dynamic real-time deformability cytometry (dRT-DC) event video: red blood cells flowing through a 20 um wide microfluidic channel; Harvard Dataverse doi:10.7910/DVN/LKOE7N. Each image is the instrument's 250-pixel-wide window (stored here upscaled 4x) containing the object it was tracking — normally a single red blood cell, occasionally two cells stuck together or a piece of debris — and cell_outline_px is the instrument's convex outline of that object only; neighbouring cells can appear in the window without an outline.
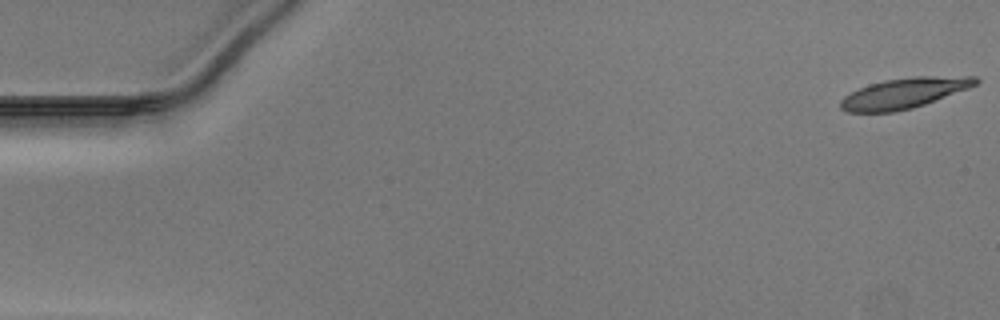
{"species": "Egyptian fruit bat (a non-hibernating species)", "species_latin": "Rousettus aegyptiacus", "temperature_condition": "warm", "stored_images_in_passage": 48, "camera_frame_rate_fps": 3000, "um_per_image_px": 0.085, "animal": {"sex": "male"}, "frame": {"image": 1, "passage_image": 1, "time_ms": 0.0, "image_size_px": [1000, 320], "cell_outline_px": [[980, 80], [976, 84], [968, 88], [924, 104], [912, 108], [896, 112], [844, 112], [840, 108], [840, 100], [844, 96], [868, 84], [884, 80], [916, 76], [976, 76]], "centroid_in_image_um": [76.82, 7.92], "position_along_channel_um": 8.2, "area_um2": 23.87}}
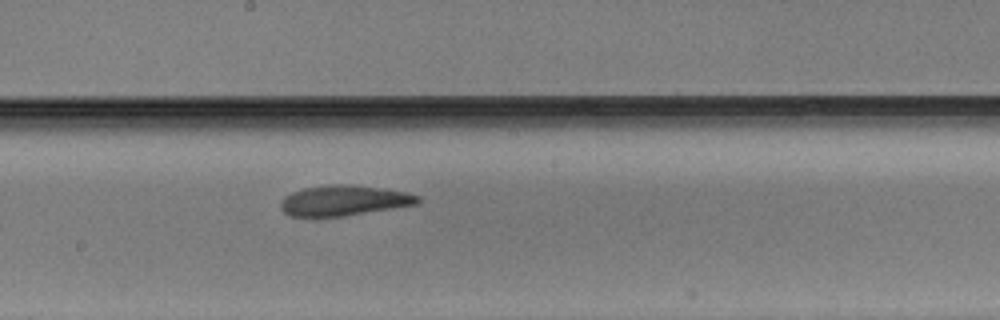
{"frame": {"image": 2, "passage_image": 28, "time_ms": 9.0, "image_size_px": [1000, 320], "cell_outline_px": [[420, 204], [344, 216], [288, 216], [280, 208], [280, 204], [284, 196], [292, 192], [304, 188], [336, 184], [352, 184], [384, 188], [408, 192], [420, 196]], "centroid_in_image_um": [29.28, 17.04], "position_along_channel_um": 218.9, "area_um2": 24.45}}
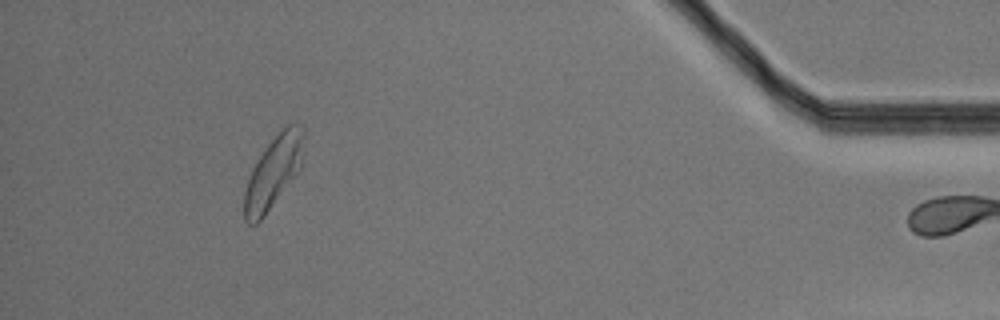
{"frame": {"image": 3, "passage_image": 47, "time_ms": 15.333, "image_size_px": [1000, 320], "cell_outline_px": [[304, 136], [300, 168], [264, 216], [256, 224], [248, 224], [244, 220], [244, 192], [252, 168], [268, 144], [280, 128], [288, 124], [304, 124]], "centroid_in_image_um": [23.23, 14.59], "position_along_channel_um": 412.0, "area_um2": 24.57}}